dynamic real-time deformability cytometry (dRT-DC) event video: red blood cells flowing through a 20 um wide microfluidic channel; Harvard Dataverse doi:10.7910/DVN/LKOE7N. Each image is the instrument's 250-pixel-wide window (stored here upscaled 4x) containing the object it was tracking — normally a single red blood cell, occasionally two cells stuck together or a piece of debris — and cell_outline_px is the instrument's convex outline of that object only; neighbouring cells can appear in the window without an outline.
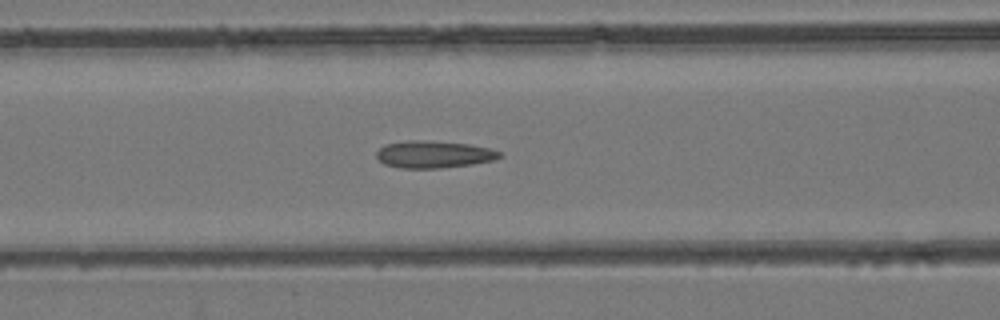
{"species": "common noctule bat (a hibernating species)", "species_latin": "Nyctalus noctula", "temperature_condition": "room temperature", "stored_images_in_passage": 19, "camera_frame_rate_fps": 3000, "um_per_image_px": 0.085, "animal": {"sex": "female", "body_mass_g": 24.6, "forearm_length_mm": 56.2}, "frame": {"image": 1, "passage_image": 7, "time_ms": 2.0, "image_size_px": [1000, 320], "cell_outline_px": [[504, 156], [496, 160], [472, 164], [440, 168], [400, 168], [384, 164], [376, 156], [376, 152], [384, 144], [412, 140], [420, 140], [468, 144], [492, 148], [500, 152]], "centroid_in_image_um": [36.9, 13.12], "position_along_channel_um": 129.7, "area_um2": 19.54}}
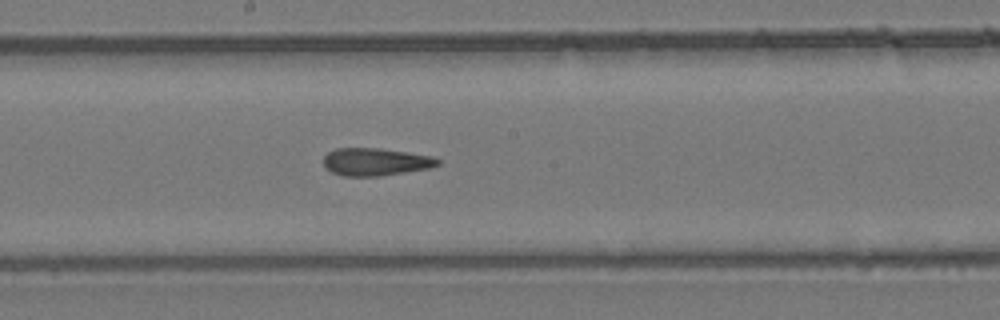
{"frame": {"image": 2, "passage_image": 13, "time_ms": 4.0, "image_size_px": [1000, 320], "cell_outline_px": [[440, 164], [428, 168], [380, 176], [344, 176], [332, 172], [324, 168], [324, 156], [328, 152], [336, 148], [380, 148], [432, 156], [440, 160]], "centroid_in_image_um": [31.89, 13.75], "position_along_channel_um": 216.3, "area_um2": 18.32}}
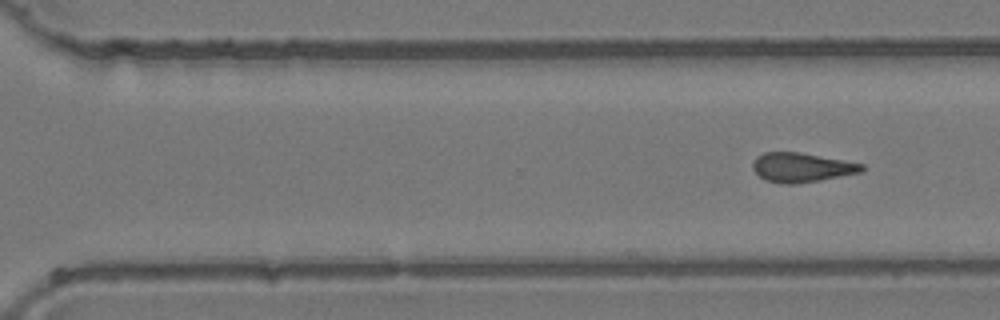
{"frame": {"image": 3, "passage_image": 19, "time_ms": 6.0, "image_size_px": [1000, 320], "cell_outline_px": [[864, 172], [820, 180], [796, 184], [780, 184], [764, 180], [752, 168], [752, 164], [756, 156], [764, 152], [800, 152], [864, 164]], "centroid_in_image_um": [68.13, 14.24], "position_along_channel_um": 302.5, "area_um2": 18.79}}